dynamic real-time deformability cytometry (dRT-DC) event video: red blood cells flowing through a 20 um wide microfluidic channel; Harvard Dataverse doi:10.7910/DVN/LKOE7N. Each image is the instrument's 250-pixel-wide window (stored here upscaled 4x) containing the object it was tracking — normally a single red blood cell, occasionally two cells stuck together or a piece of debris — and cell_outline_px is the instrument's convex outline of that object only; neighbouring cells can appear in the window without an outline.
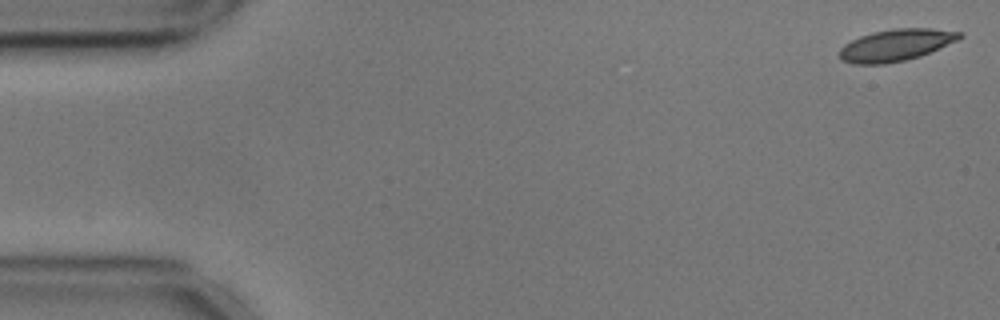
{"species": "common noctule bat (a hibernating species)", "species_latin": "Nyctalus noctula", "temperature_condition": "cold", "stored_images_in_passage": 10, "camera_frame_rate_fps": 3000, "um_per_image_px": 0.085, "animal": {"sex": "male", "body_mass_g": 17.9, "forearm_length_mm": 54.2}, "frame": {"image": 1, "passage_image": 1, "time_ms": 0.0, "image_size_px": [1000, 320], "cell_outline_px": [[964, 36], [956, 40], [920, 56], [904, 60], [884, 64], [852, 64], [840, 60], [840, 48], [844, 44], [860, 36], [872, 32], [892, 28], [932, 28], [964, 32]], "centroid_in_image_um": [76.13, 3.82], "position_along_channel_um": 8.9, "area_um2": 22.25}}